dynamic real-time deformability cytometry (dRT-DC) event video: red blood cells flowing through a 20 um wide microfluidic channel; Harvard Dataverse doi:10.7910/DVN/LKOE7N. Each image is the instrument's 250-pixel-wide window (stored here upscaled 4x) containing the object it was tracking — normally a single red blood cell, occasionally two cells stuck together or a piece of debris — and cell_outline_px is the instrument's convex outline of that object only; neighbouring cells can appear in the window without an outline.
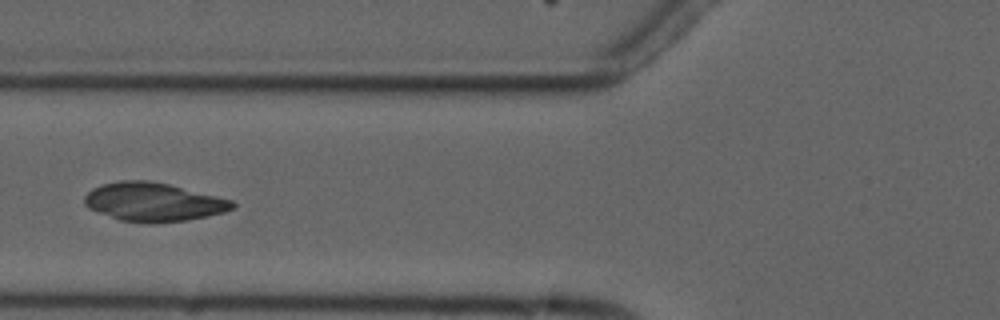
{"species": "common noctule bat (a hibernating species)", "species_latin": "Nyctalus noctula", "temperature_condition": "cold", "stored_images_in_passage": 6, "camera_frame_rate_fps": 3000, "um_per_image_px": 0.085, "animal": {"sex": "male", "forearm_length_mm": 52.5}, "frame": {"image": 1, "passage_image": 6, "time_ms": 6.667, "image_size_px": [1000, 320], "cell_outline_px": [[236, 208], [224, 212], [208, 216], [184, 220], [144, 224], [120, 220], [88, 208], [84, 204], [84, 196], [92, 188], [104, 184], [120, 180], [148, 180], [168, 184], [232, 200], [236, 204]], "centroid_in_image_um": [13.03, 17.17], "position_along_channel_um": 112.8, "area_um2": 33.23}}